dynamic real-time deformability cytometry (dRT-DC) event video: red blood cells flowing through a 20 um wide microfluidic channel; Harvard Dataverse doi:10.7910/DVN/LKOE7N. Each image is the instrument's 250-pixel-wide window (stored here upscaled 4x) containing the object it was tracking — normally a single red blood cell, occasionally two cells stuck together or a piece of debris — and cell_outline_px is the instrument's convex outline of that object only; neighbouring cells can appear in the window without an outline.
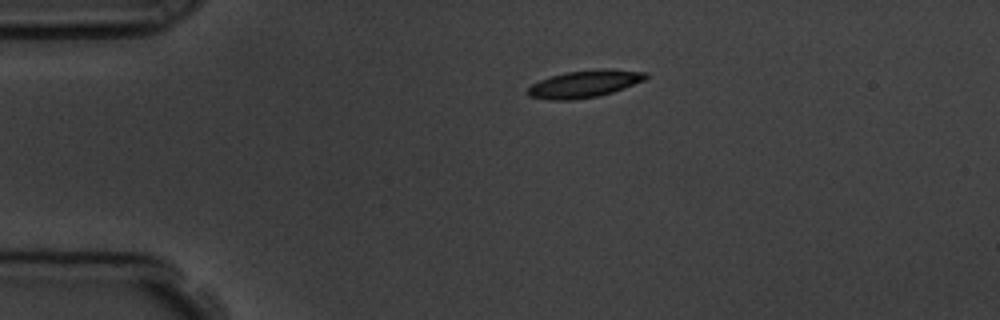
{"species": "common noctule bat (a hibernating species)", "species_latin": "Nyctalus noctula", "temperature_condition": "room temperature", "stored_images_in_passage": 43, "camera_frame_rate_fps": 3000, "um_per_image_px": 0.085, "animal": {"sex": "male", "body_mass_g": 19.5, "forearm_length_mm": 54.6}, "frame": {"image": 1, "passage_image": 1, "time_ms": 0.0, "image_size_px": [1000, 320], "cell_outline_px": [[648, 76], [644, 80], [612, 92], [600, 96], [572, 100], [548, 100], [528, 96], [528, 88], [532, 84], [540, 80], [552, 76], [568, 72], [596, 68], [604, 68], [648, 72]], "centroid_in_image_um": [49.69, 7.13], "position_along_channel_um": 35.3, "area_um2": 18.73}}
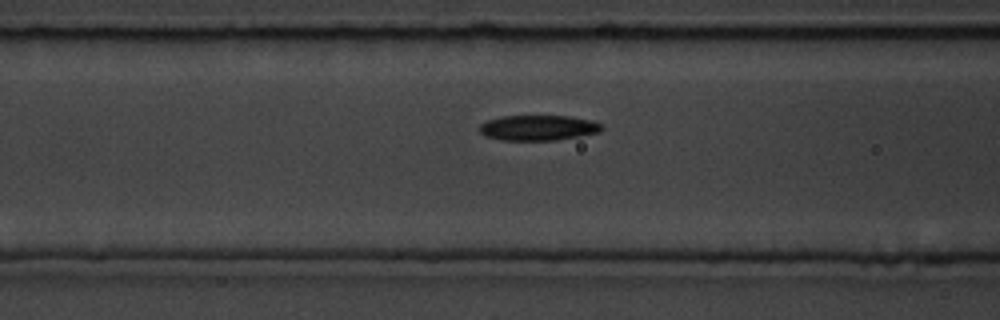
{"frame": {"image": 2, "passage_image": 11, "time_ms": 3.333, "image_size_px": [1000, 320], "cell_outline_px": [[604, 128], [600, 132], [556, 140], [504, 140], [484, 136], [480, 132], [480, 124], [488, 120], [500, 116], [572, 116], [592, 120], [604, 124]], "centroid_in_image_um": [45.79, 10.85], "position_along_channel_um": 120.8, "area_um2": 18.15}}
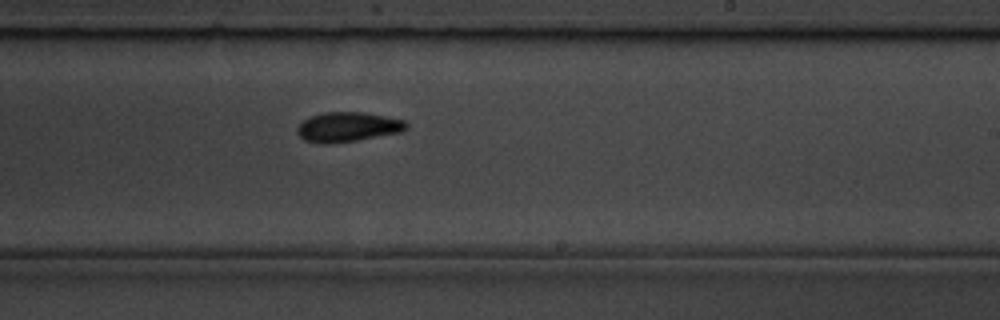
{"frame": {"image": 3, "passage_image": 22, "time_ms": 7.0, "image_size_px": [1000, 320], "cell_outline_px": [[408, 128], [400, 132], [356, 140], [328, 144], [316, 144], [304, 140], [296, 132], [296, 128], [308, 116], [320, 112], [364, 112], [404, 120], [408, 124]], "centroid_in_image_um": [29.51, 10.79], "position_along_channel_um": 259.5, "area_um2": 19.02}, "authors_computed_cell_mechanics": {"area_um2": 18.2648, "velocity_mm_per_s": 3.7901, "shape_relaxation_time_tau1_ms": 3.0162, "shape_relaxation_time_tau2_ms": 4.405, "deformation_change_tau1": 0.1169, "deformation_change_tau2": 0.1111}}